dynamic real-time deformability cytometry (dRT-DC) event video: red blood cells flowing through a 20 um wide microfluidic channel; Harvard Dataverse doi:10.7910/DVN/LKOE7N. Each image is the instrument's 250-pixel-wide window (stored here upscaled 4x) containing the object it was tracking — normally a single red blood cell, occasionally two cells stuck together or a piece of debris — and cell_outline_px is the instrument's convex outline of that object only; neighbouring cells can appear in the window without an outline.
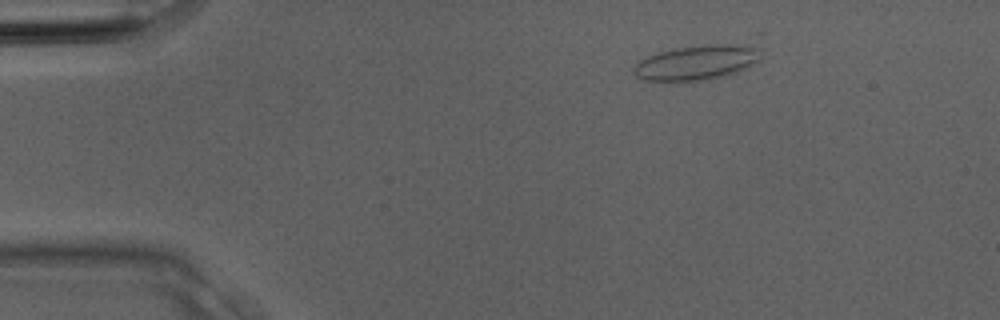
{"species": "Egyptian fruit bat (a non-hibernating species)", "species_latin": "Rousettus aegyptiacus", "temperature_condition": "room temperature", "stored_images_in_passage": 3, "camera_frame_rate_fps": 3000, "um_per_image_px": 0.085, "animal": {"sex": "male"}, "frame": {"image": 1, "passage_image": 1, "time_ms": 0.0, "image_size_px": [1000, 320], "cell_outline_px": [[764, 32], [760, 60], [748, 68], [724, 76], [708, 80], [644, 80], [636, 76], [632, 72], [632, 68], [640, 60], [648, 56], [672, 48], [756, 32]], "centroid_in_image_um": [59.72, 5.05], "position_along_channel_um": 25.3, "area_um2": 29.82}}